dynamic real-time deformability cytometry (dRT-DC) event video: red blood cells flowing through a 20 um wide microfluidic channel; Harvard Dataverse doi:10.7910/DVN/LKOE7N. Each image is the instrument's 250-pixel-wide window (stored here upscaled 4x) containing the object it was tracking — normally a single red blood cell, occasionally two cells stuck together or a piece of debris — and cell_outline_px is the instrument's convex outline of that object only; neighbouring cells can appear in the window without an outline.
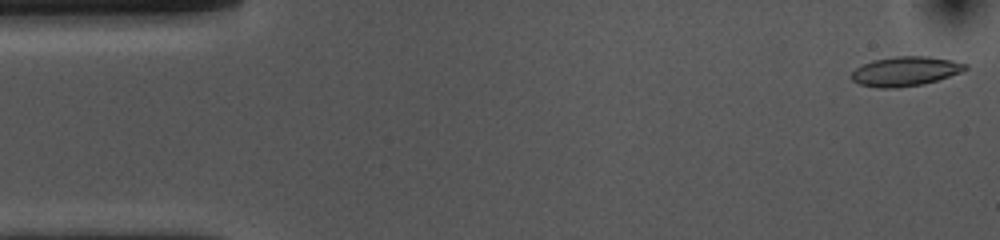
{"species": "common noctule bat (a hibernating species)", "species_latin": "Nyctalus noctula", "temperature_condition": "cold", "stored_images_in_passage": 53, "camera_frame_rate_fps": 3000, "um_per_image_px": 0.085, "animal": {"sex": "female", "body_mass_g": 10.0, "forearm_length_mm": 53.1}, "frame": {"image": 1, "passage_image": 1, "time_ms": 0.0, "image_size_px": [1000, 240], "cell_outline_px": [[968, 68], [960, 72], [924, 84], [896, 88], [880, 88], [860, 84], [852, 80], [848, 76], [856, 68], [872, 60], [896, 56], [928, 56], [952, 60], [968, 64]], "centroid_in_image_um": [76.93, 6.05], "position_along_channel_um": 8.1, "area_um2": 19.54}}
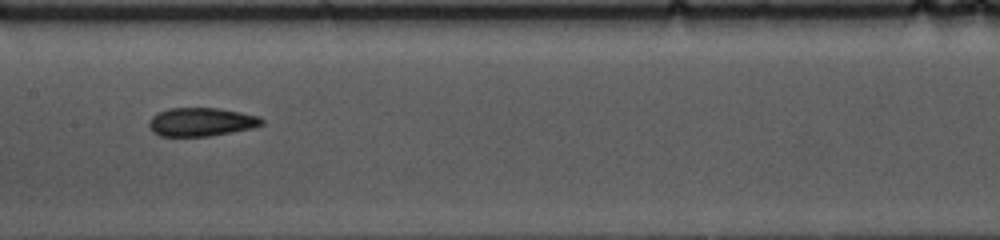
{"frame": {"image": 2, "passage_image": 25, "time_ms": 8.0, "image_size_px": [1000, 240], "cell_outline_px": [[264, 124], [252, 128], [208, 136], [160, 136], [152, 132], [148, 124], [152, 116], [168, 108], [216, 108], [240, 112], [260, 116], [264, 120]], "centroid_in_image_um": [17.11, 10.36], "position_along_channel_um": 190.3, "area_um2": 18.67}}
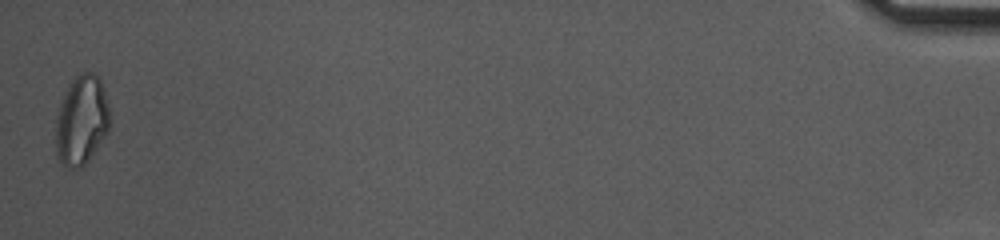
{"frame": {"image": 3, "passage_image": 53, "time_ms": 17.333, "image_size_px": [1000, 240], "cell_outline_px": [[112, 120], [108, 132], [88, 160], [80, 168], [68, 168], [56, 156], [56, 116], [60, 104], [68, 84], [80, 72], [92, 72], [100, 80], [108, 104]], "centroid_in_image_um": [6.94, 10.22], "position_along_channel_um": 428.3, "area_um2": 28.26}, "authors_computed_cell_mechanics": {"area_um2": 19.3052, "velocity_mm_per_s": 3.6249, "shape_relaxation_time_tau1_ms": 5.5885, "shape_relaxation_time_tau2_ms": 2.3818, "deformation_change_tau1": 0.1553, "deformation_change_tau2": 0.0901}}